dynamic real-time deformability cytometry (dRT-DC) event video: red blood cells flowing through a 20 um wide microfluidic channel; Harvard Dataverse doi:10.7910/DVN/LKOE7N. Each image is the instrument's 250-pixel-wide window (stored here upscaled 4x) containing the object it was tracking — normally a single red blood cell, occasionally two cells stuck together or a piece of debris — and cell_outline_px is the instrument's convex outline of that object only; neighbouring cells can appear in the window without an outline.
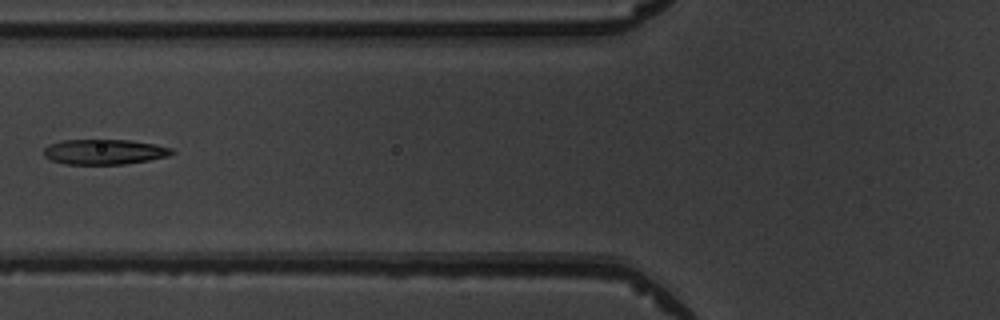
{"species": "common noctule bat (a hibernating species)", "species_latin": "Nyctalus noctula", "temperature_condition": "warm", "stored_images_in_passage": 6, "camera_frame_rate_fps": 3000, "um_per_image_px": 0.085, "animal": {"sex": "male", "body_mass_g": 19.5, "forearm_length_mm": 54.6}, "frame": {"image": 1, "passage_image": 6, "time_ms": 6.667, "image_size_px": [1000, 320], "cell_outline_px": [[176, 152], [168, 156], [148, 160], [124, 164], [64, 164], [52, 160], [44, 156], [44, 148], [48, 144], [64, 140], [128, 140], [156, 144], [172, 148]], "centroid_in_image_um": [8.87, 12.9], "position_along_channel_um": 116.9, "area_um2": 18.79}}